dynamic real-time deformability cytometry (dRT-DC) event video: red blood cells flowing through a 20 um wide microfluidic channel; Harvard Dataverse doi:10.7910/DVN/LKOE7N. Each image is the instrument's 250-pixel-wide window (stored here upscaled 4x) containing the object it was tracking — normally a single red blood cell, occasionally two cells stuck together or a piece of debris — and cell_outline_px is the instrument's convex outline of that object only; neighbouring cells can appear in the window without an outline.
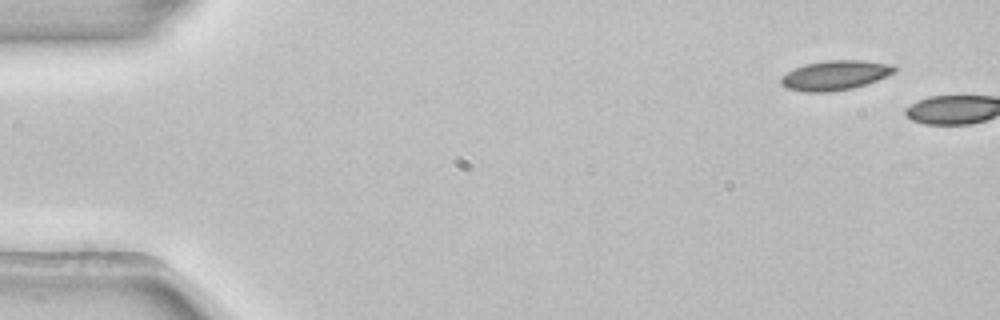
{"species": "common noctule bat (a hibernating species)", "species_latin": "Nyctalus noctula", "temperature_condition": "room temperature", "stored_images_in_passage": 2, "camera_frame_rate_fps": 3000, "um_per_image_px": 0.085, "animal": {"sex": "female", "body_mass_g": 22.7, "forearm_length_mm": 54.2}, "frame": {"image": 1, "passage_image": 1, "time_ms": 0.0, "image_size_px": [1000, 320], "cell_outline_px": [[900, 68], [896, 72], [888, 76], [852, 88], [828, 92], [804, 92], [788, 88], [780, 84], [780, 76], [804, 64], [824, 60], [864, 60], [892, 64]], "centroid_in_image_um": [71.01, 6.38], "position_along_channel_um": 14.0, "area_um2": 19.77}}